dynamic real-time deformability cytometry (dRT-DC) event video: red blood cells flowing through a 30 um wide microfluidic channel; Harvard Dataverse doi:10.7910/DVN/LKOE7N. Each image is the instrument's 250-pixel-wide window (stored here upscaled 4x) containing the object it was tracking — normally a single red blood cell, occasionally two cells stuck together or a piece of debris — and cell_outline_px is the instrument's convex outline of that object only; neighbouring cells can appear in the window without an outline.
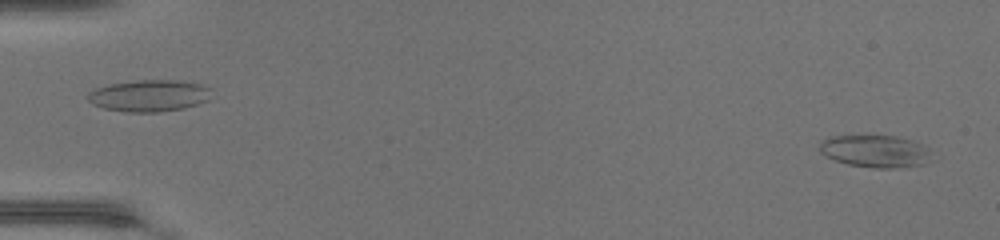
{"species": "common noctule bat (a hibernating species)", "species_latin": "Nyctalus noctula", "temperature_condition": "warm", "stored_images_in_passage": 48, "camera_frame_rate_fps": 3000, "um_per_image_px": 0.085, "animal": {"sex": "female", "body_mass_g": 17.0, "forearm_length_mm": 48.0}, "frame": {"image": 1, "passage_image": 2, "time_ms": 0.333, "image_size_px": [1000, 240], "cell_outline_px": [[936, 160], [924, 164], [892, 168], [876, 168], [848, 164], [836, 160], [820, 152], [820, 140], [832, 136], [872, 132], [896, 136], [912, 140], [924, 144], [928, 148]], "centroid_in_image_um": [74.46, 12.79], "position_along_channel_um": 10.5, "area_um2": 22.2}}
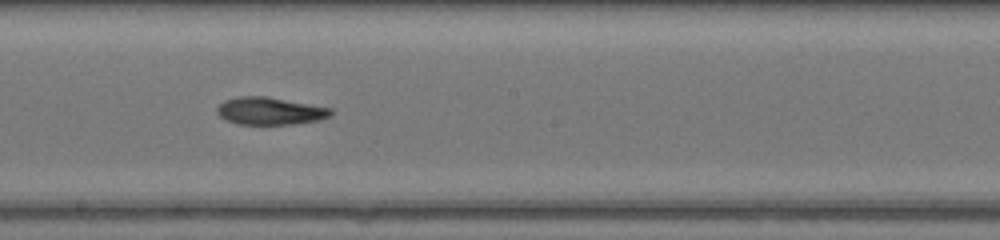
{"frame": {"image": 2, "passage_image": 28, "time_ms": 9.0, "image_size_px": [1000, 240], "cell_outline_px": [[332, 116], [320, 120], [292, 124], [240, 124], [224, 120], [216, 112], [216, 108], [224, 100], [240, 96], [268, 96], [332, 108]], "centroid_in_image_um": [22.95, 9.43], "position_along_channel_um": 225.2, "area_um2": 18.38}}
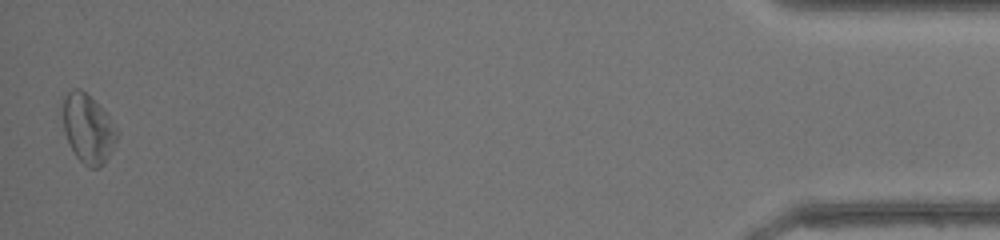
{"frame": {"image": 3, "passage_image": 48, "time_ms": 15.667, "image_size_px": [1000, 240], "cell_outline_px": [[116, 140], [104, 164], [96, 168], [88, 168], [76, 156], [64, 132], [64, 96], [72, 88], [80, 88], [108, 116], [116, 128]], "centroid_in_image_um": [7.47, 10.96], "position_along_channel_um": 427.7, "area_um2": 20.92}, "authors_computed_cell_mechanics": {"area_um2": 19.1896, "velocity_mm_per_s": 4.3616, "shape_relaxation_time_tau1_ms": 9.566, "shape_relaxation_time_tau2_ms": 3.851, "deformation_change_tau1": 0.2407, "deformation_change_tau2": 0.1279}}